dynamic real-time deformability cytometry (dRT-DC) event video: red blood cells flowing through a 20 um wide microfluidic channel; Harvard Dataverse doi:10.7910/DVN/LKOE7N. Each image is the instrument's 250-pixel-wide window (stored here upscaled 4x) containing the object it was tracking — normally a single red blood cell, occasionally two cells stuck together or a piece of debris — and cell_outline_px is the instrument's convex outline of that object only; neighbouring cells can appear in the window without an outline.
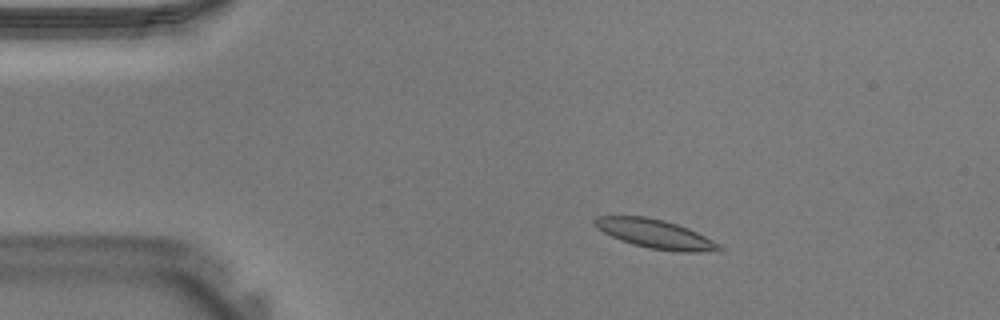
{"species": "Egyptian fruit bat (a non-hibernating species)", "species_latin": "Rousettus aegyptiacus", "temperature_condition": "warm", "stored_images_in_passage": 38, "camera_frame_rate_fps": 3000, "um_per_image_px": 0.085, "animal": {"sex": "male"}, "frame": {"image": 1, "passage_image": 6, "time_ms": 1.667, "image_size_px": [1000, 320], "cell_outline_px": [[724, 248], [720, 252], [676, 252], [648, 248], [632, 244], [620, 240], [596, 228], [592, 224], [592, 220], [596, 216], [648, 216], [664, 220], [688, 228], [720, 244]], "centroid_in_image_um": [55.71, 19.89], "position_along_channel_um": 29.3, "area_um2": 21.27}}
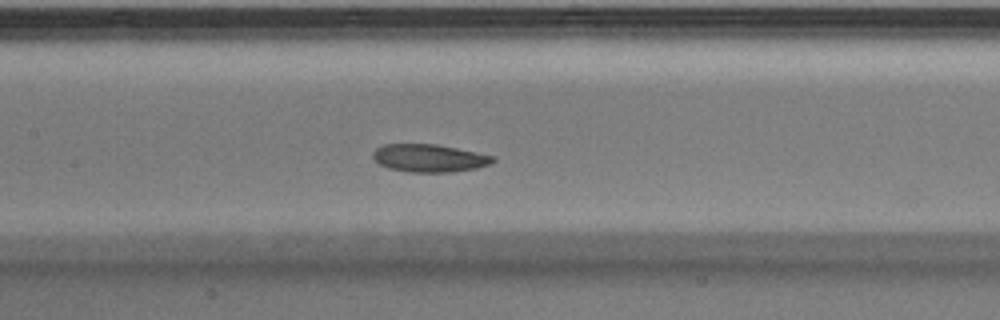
{"frame": {"image": 2, "passage_image": 18, "time_ms": 5.667, "image_size_px": [1000, 320], "cell_outline_px": [[496, 160], [492, 164], [476, 168], [452, 172], [408, 172], [388, 168], [380, 164], [372, 156], [372, 152], [376, 148], [384, 144], [436, 144], [496, 156]], "centroid_in_image_um": [36.51, 13.44], "position_along_channel_um": 170.9, "area_um2": 19.54}}
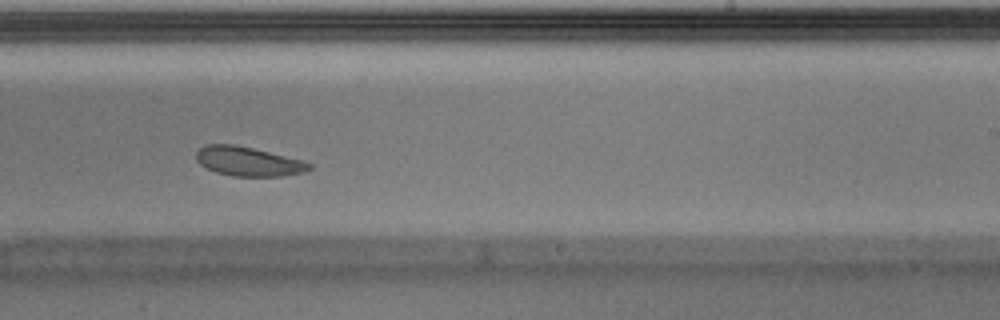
{"frame": {"image": 3, "passage_image": 24, "time_ms": 7.667, "image_size_px": [1000, 320], "cell_outline_px": [[312, 168], [304, 172], [284, 176], [232, 176], [216, 172], [200, 164], [196, 160], [196, 152], [204, 144], [236, 144], [304, 160], [312, 164]], "centroid_in_image_um": [21.12, 13.71], "position_along_channel_um": 267.9, "area_um2": 19.42}}